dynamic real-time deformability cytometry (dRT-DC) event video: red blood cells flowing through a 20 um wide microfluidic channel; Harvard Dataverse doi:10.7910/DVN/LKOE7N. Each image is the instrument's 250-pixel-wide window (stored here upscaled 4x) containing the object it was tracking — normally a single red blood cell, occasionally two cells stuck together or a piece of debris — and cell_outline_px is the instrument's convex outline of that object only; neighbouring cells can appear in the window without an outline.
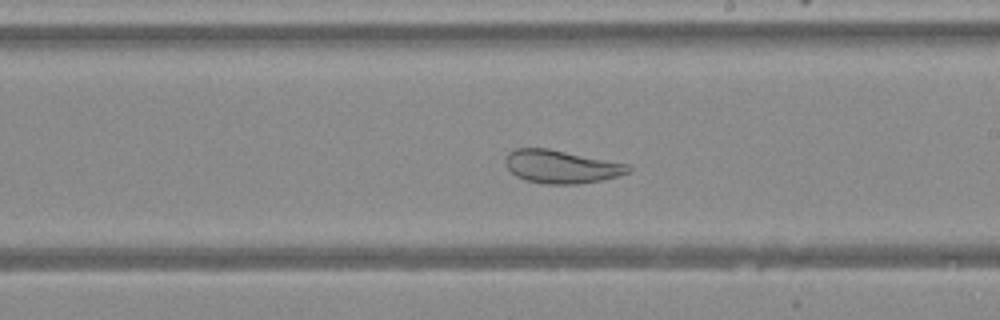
{"species": "Egyptian fruit bat (a non-hibernating species)", "species_latin": "Rousettus aegyptiacus", "temperature_condition": "warm", "stored_images_in_passage": 36, "camera_frame_rate_fps": 3000, "um_per_image_px": 0.085, "animal": {"sex": "female"}, "frame": {"image": 1, "passage_image": 15, "time_ms": 4.667, "image_size_px": [1000, 320], "cell_outline_px": [[632, 168], [628, 172], [616, 176], [600, 180], [580, 184], [544, 184], [524, 180], [516, 176], [504, 164], [504, 160], [508, 152], [516, 148], [548, 148], [628, 164]], "centroid_in_image_um": [47.65, 14.16], "position_along_channel_um": 241.3, "area_um2": 23.7}}
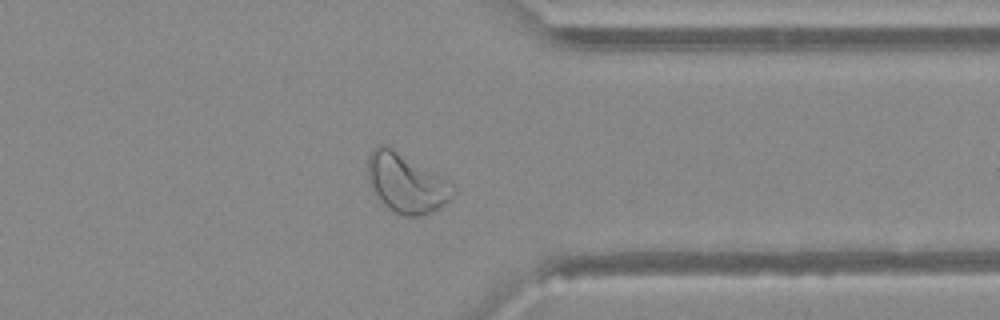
{"frame": {"image": 2, "passage_image": 25, "time_ms": 8.0, "image_size_px": [1000, 320], "cell_outline_px": [[456, 192], [452, 200], [440, 208], [432, 212], [420, 216], [404, 216], [388, 208], [376, 196], [368, 180], [368, 156], [372, 148], [380, 144], [388, 144], [452, 180], [456, 188]], "centroid_in_image_um": [34.6, 15.53], "position_along_channel_um": 376.8, "area_um2": 30.52}}
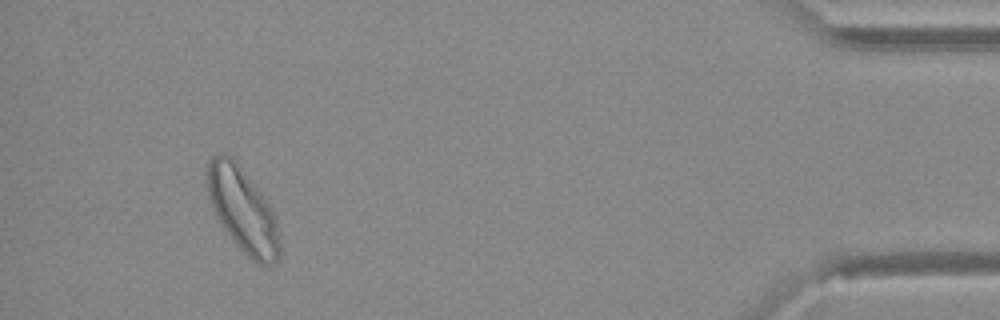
{"frame": {"image": 3, "passage_image": 32, "time_ms": 10.333, "image_size_px": [1000, 320], "cell_outline_px": [[280, 260], [276, 264], [260, 264], [252, 260], [232, 240], [220, 224], [216, 216], [208, 196], [204, 176], [204, 172], [212, 156], [224, 152], [232, 156], [236, 160], [264, 196], [276, 216], [280, 240]], "centroid_in_image_um": [20.62, 17.82], "position_along_channel_um": 414.6, "area_um2": 36.36}}